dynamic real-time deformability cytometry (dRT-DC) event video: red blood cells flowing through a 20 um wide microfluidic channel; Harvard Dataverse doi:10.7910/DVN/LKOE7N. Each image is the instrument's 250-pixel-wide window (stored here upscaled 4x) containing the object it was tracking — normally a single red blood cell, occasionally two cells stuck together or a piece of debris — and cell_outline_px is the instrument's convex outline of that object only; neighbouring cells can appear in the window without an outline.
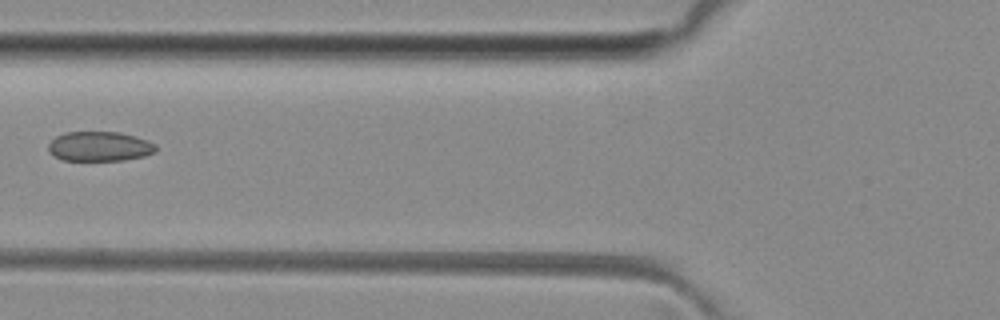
{"species": "common noctule bat (a hibernating species)", "species_latin": "Nyctalus noctula", "temperature_condition": "room temperature", "stored_images_in_passage": 5, "camera_frame_rate_fps": 3000, "um_per_image_px": 0.085, "animal": {"sex": "female", "body_mass_g": 29.2, "forearm_length_mm": 56.3}, "frame": {"image": 1, "passage_image": 5, "time_ms": 5.333, "image_size_px": [1000, 320], "cell_outline_px": [[156, 152], [144, 156], [124, 160], [64, 160], [48, 152], [48, 144], [56, 136], [64, 132], [120, 132], [136, 136], [148, 140], [156, 144]], "centroid_in_image_um": [8.48, 12.43], "position_along_channel_um": 117.3, "area_um2": 18.67}}